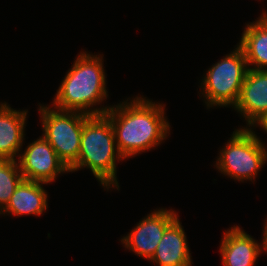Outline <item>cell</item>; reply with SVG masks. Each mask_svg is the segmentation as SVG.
<instances>
[{
  "instance_id": "9a60e30c",
  "label": "cell",
  "mask_w": 267,
  "mask_h": 266,
  "mask_svg": "<svg viewBox=\"0 0 267 266\" xmlns=\"http://www.w3.org/2000/svg\"><path fill=\"white\" fill-rule=\"evenodd\" d=\"M23 179L17 160L0 159V212L6 207Z\"/></svg>"
},
{
  "instance_id": "7a4b0ae2",
  "label": "cell",
  "mask_w": 267,
  "mask_h": 266,
  "mask_svg": "<svg viewBox=\"0 0 267 266\" xmlns=\"http://www.w3.org/2000/svg\"><path fill=\"white\" fill-rule=\"evenodd\" d=\"M103 56L80 52L60 83L53 99V108L62 111H76L87 115L105 114L111 106L101 104L108 97Z\"/></svg>"
},
{
  "instance_id": "52a82bcc",
  "label": "cell",
  "mask_w": 267,
  "mask_h": 266,
  "mask_svg": "<svg viewBox=\"0 0 267 266\" xmlns=\"http://www.w3.org/2000/svg\"><path fill=\"white\" fill-rule=\"evenodd\" d=\"M23 152L17 162L25 180L50 184L59 174L70 172L43 136L28 144Z\"/></svg>"
},
{
  "instance_id": "ba28073f",
  "label": "cell",
  "mask_w": 267,
  "mask_h": 266,
  "mask_svg": "<svg viewBox=\"0 0 267 266\" xmlns=\"http://www.w3.org/2000/svg\"><path fill=\"white\" fill-rule=\"evenodd\" d=\"M178 217L175 210L161 208L151 211L146 217L121 238L124 247L137 256L150 260L158 247L165 229Z\"/></svg>"
},
{
  "instance_id": "3957f363",
  "label": "cell",
  "mask_w": 267,
  "mask_h": 266,
  "mask_svg": "<svg viewBox=\"0 0 267 266\" xmlns=\"http://www.w3.org/2000/svg\"><path fill=\"white\" fill-rule=\"evenodd\" d=\"M123 159L116 146L110 119L105 114L90 115L84 121L78 160L69 168L70 172L86 167L105 190H119L116 161Z\"/></svg>"
},
{
  "instance_id": "e0dca14e",
  "label": "cell",
  "mask_w": 267,
  "mask_h": 266,
  "mask_svg": "<svg viewBox=\"0 0 267 266\" xmlns=\"http://www.w3.org/2000/svg\"><path fill=\"white\" fill-rule=\"evenodd\" d=\"M259 127H261V129H263L267 133V117L261 122Z\"/></svg>"
},
{
  "instance_id": "277c9868",
  "label": "cell",
  "mask_w": 267,
  "mask_h": 266,
  "mask_svg": "<svg viewBox=\"0 0 267 266\" xmlns=\"http://www.w3.org/2000/svg\"><path fill=\"white\" fill-rule=\"evenodd\" d=\"M250 128L233 131L225 147L221 148L214 165L217 170L239 182L255 181L267 161V148Z\"/></svg>"
},
{
  "instance_id": "30bf717a",
  "label": "cell",
  "mask_w": 267,
  "mask_h": 266,
  "mask_svg": "<svg viewBox=\"0 0 267 266\" xmlns=\"http://www.w3.org/2000/svg\"><path fill=\"white\" fill-rule=\"evenodd\" d=\"M219 250L223 266H255L262 252L261 244L235 225L224 232Z\"/></svg>"
},
{
  "instance_id": "8992f818",
  "label": "cell",
  "mask_w": 267,
  "mask_h": 266,
  "mask_svg": "<svg viewBox=\"0 0 267 266\" xmlns=\"http://www.w3.org/2000/svg\"><path fill=\"white\" fill-rule=\"evenodd\" d=\"M42 136L57 156L70 168L77 160L84 121L90 116L82 112L62 111L39 104Z\"/></svg>"
},
{
  "instance_id": "8fae6325",
  "label": "cell",
  "mask_w": 267,
  "mask_h": 266,
  "mask_svg": "<svg viewBox=\"0 0 267 266\" xmlns=\"http://www.w3.org/2000/svg\"><path fill=\"white\" fill-rule=\"evenodd\" d=\"M179 216L165 229L152 258L158 266H192L187 237Z\"/></svg>"
},
{
  "instance_id": "5b68a950",
  "label": "cell",
  "mask_w": 267,
  "mask_h": 266,
  "mask_svg": "<svg viewBox=\"0 0 267 266\" xmlns=\"http://www.w3.org/2000/svg\"><path fill=\"white\" fill-rule=\"evenodd\" d=\"M224 58L213 64L200 84L207 109L213 106L234 107L249 70L242 49L237 45Z\"/></svg>"
},
{
  "instance_id": "7c38bea8",
  "label": "cell",
  "mask_w": 267,
  "mask_h": 266,
  "mask_svg": "<svg viewBox=\"0 0 267 266\" xmlns=\"http://www.w3.org/2000/svg\"><path fill=\"white\" fill-rule=\"evenodd\" d=\"M28 110H14L0 104V159L17 160L22 151Z\"/></svg>"
},
{
  "instance_id": "2e32d148",
  "label": "cell",
  "mask_w": 267,
  "mask_h": 266,
  "mask_svg": "<svg viewBox=\"0 0 267 266\" xmlns=\"http://www.w3.org/2000/svg\"><path fill=\"white\" fill-rule=\"evenodd\" d=\"M265 225H263L264 230H263V238H262V243L261 244V251H264L267 253V218L264 222Z\"/></svg>"
},
{
  "instance_id": "6da1fadb",
  "label": "cell",
  "mask_w": 267,
  "mask_h": 266,
  "mask_svg": "<svg viewBox=\"0 0 267 266\" xmlns=\"http://www.w3.org/2000/svg\"><path fill=\"white\" fill-rule=\"evenodd\" d=\"M105 115L113 126L116 146L124 160L150 151L170 134L165 105L146 97L123 100L111 106Z\"/></svg>"
},
{
  "instance_id": "9c48e42d",
  "label": "cell",
  "mask_w": 267,
  "mask_h": 266,
  "mask_svg": "<svg viewBox=\"0 0 267 266\" xmlns=\"http://www.w3.org/2000/svg\"><path fill=\"white\" fill-rule=\"evenodd\" d=\"M254 130L267 117V71L249 69L233 107ZM257 125V126H256Z\"/></svg>"
},
{
  "instance_id": "5bb4252c",
  "label": "cell",
  "mask_w": 267,
  "mask_h": 266,
  "mask_svg": "<svg viewBox=\"0 0 267 266\" xmlns=\"http://www.w3.org/2000/svg\"><path fill=\"white\" fill-rule=\"evenodd\" d=\"M238 46L242 49L248 68L267 71V12L246 24Z\"/></svg>"
},
{
  "instance_id": "4fadbf2b",
  "label": "cell",
  "mask_w": 267,
  "mask_h": 266,
  "mask_svg": "<svg viewBox=\"0 0 267 266\" xmlns=\"http://www.w3.org/2000/svg\"><path fill=\"white\" fill-rule=\"evenodd\" d=\"M42 182L23 179L0 214L41 216L48 207V194Z\"/></svg>"
}]
</instances>
